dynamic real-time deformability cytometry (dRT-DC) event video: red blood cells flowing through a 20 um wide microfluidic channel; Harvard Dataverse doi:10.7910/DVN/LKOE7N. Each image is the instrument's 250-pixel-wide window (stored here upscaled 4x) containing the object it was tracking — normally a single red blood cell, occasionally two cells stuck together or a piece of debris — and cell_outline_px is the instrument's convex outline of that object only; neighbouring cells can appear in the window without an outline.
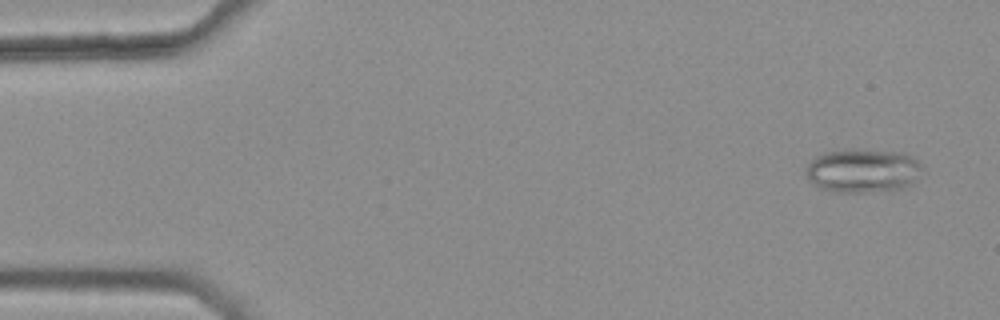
{"species": "common noctule bat (a hibernating species)", "species_latin": "Nyctalus noctula", "temperature_condition": "warm", "stored_images_in_passage": 6, "camera_frame_rate_fps": 3000, "um_per_image_px": 0.085, "animal": {"sex": "female", "body_mass_g": 25.1}, "frame": {"image": 1, "passage_image": 1, "time_ms": 0.0, "image_size_px": [1000, 320], "cell_outline_px": [[924, 168], [916, 180], [904, 188], [892, 192], [828, 192], [812, 184], [808, 180], [804, 172], [804, 168], [816, 156], [824, 152], [852, 148], [904, 152], [912, 156], [924, 164]], "centroid_in_image_um": [73.36, 14.51], "position_along_channel_um": 11.6, "area_um2": 30.92}}